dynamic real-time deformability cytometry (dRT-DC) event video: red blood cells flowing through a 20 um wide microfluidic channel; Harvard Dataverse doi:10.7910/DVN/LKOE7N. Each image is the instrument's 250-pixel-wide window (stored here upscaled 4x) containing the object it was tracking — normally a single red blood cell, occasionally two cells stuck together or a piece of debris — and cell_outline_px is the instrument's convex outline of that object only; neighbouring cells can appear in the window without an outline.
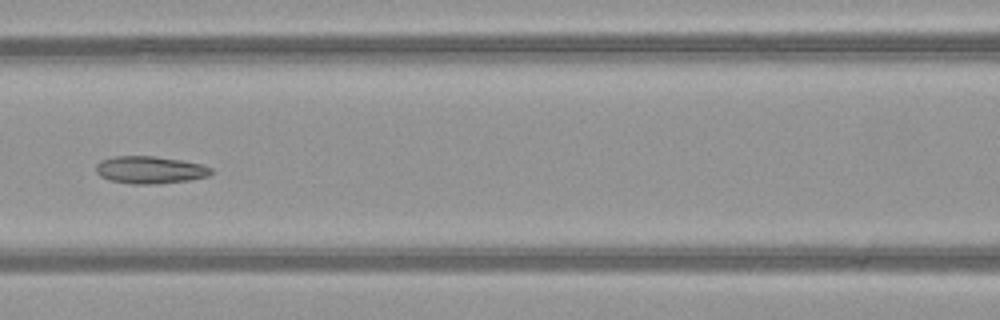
{"species": "common noctule bat (a hibernating species)", "species_latin": "Nyctalus noctula", "temperature_condition": "warm", "stored_images_in_passage": 7, "camera_frame_rate_fps": 3000, "um_per_image_px": 0.085, "animal": {"sex": "female", "body_mass_g": 21.9}, "frame": {"image": 1, "passage_image": 7, "time_ms": 2.0, "image_size_px": [1000, 320], "cell_outline_px": [[212, 172], [208, 176], [188, 180], [156, 184], [132, 184], [108, 180], [100, 176], [96, 172], [96, 164], [100, 160], [116, 156], [156, 156], [204, 164], [212, 168]], "centroid_in_image_um": [12.74, 14.44], "position_along_channel_um": 153.9, "area_um2": 18.5}}